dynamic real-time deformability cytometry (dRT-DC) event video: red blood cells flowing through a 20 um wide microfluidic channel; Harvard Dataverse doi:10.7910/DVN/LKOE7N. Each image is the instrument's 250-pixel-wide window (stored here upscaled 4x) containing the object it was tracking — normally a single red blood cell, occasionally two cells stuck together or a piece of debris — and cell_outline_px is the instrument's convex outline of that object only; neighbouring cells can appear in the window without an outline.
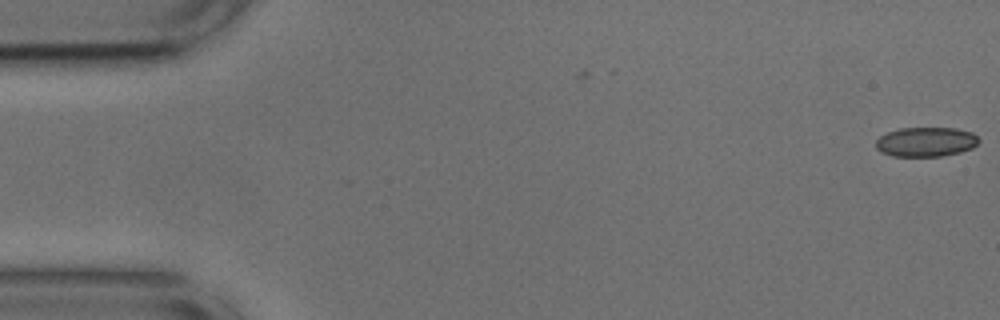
{"species": "common noctule bat (a hibernating species)", "species_latin": "Nyctalus noctula", "temperature_condition": "cold", "stored_images_in_passage": 2, "camera_frame_rate_fps": 3000, "um_per_image_px": 0.085, "animal": {"sex": "male", "body_mass_g": 17.9, "forearm_length_mm": 54.2}, "frame": {"image": 1, "passage_image": 2, "time_ms": 0.333, "image_size_px": [1000, 320], "cell_outline_px": [[980, 140], [972, 148], [960, 152], [940, 156], [892, 156], [880, 152], [876, 148], [876, 140], [880, 136], [888, 132], [900, 128], [956, 128], [972, 132]], "centroid_in_image_um": [78.69, 12.06], "position_along_channel_um": 6.3, "area_um2": 17.69}}